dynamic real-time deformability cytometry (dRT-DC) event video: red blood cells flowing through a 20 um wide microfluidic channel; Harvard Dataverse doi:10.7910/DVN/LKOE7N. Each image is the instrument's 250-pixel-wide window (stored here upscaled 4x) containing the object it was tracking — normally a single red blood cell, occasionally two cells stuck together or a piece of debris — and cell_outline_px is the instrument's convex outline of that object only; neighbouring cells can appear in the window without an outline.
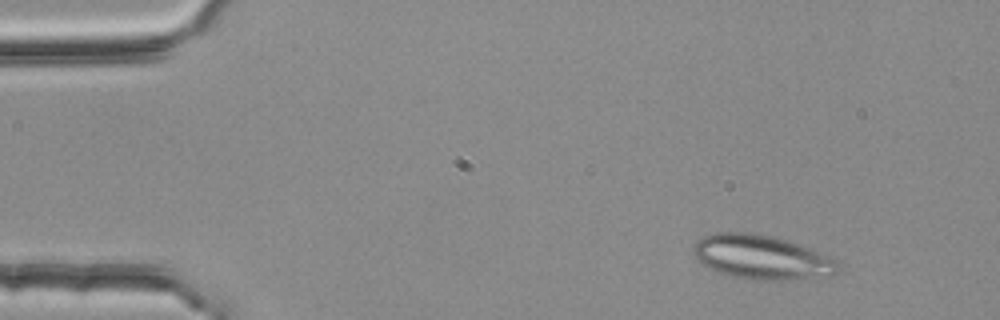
{"species": "common noctule bat (a hibernating species)", "species_latin": "Nyctalus noctula", "temperature_condition": "room temperature", "stored_images_in_passage": 47, "segment_of_instrument_passage": [1, 2], "camera_frame_rate_fps": 3000, "um_per_image_px": 0.085, "animal": {"sex": "female", "body_mass_g": 25.1}, "frame": {"image": 1, "passage_image": 1, "time_ms": 0.0, "image_size_px": [1000, 320], "cell_outline_px": [[840, 268], [832, 276], [788, 280], [748, 280], [732, 276], [720, 272], [704, 264], [696, 256], [692, 248], [692, 244], [696, 240], [704, 236], [716, 232], [752, 232], [772, 236], [788, 240], [836, 260], [840, 264]], "centroid_in_image_um": [64.74, 21.86], "position_along_channel_um": 20.3, "area_um2": 37.22}}